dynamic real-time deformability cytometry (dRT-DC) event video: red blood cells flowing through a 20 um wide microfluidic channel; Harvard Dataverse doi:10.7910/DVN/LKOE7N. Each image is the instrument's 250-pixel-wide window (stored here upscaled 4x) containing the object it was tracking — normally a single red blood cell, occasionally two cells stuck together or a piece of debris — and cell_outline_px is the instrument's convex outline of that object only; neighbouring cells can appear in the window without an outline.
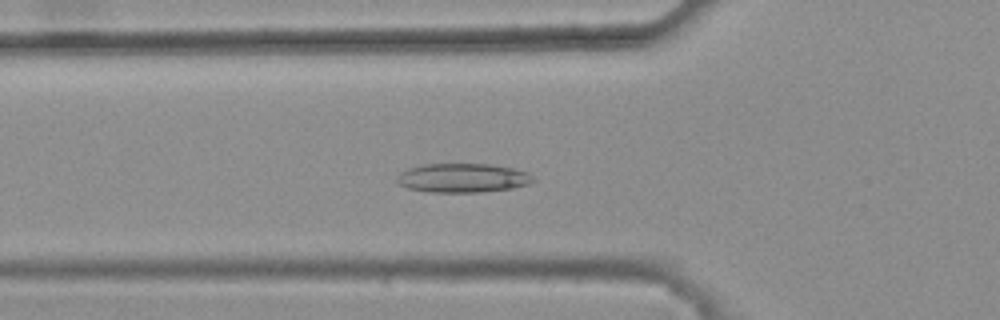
{"species": "common noctule bat (a hibernating species)", "species_latin": "Nyctalus noctula", "temperature_condition": "warm", "stored_images_in_passage": 29, "camera_frame_rate_fps": 3000, "um_per_image_px": 0.085, "animal": {"sex": "female", "body_mass_g": 25.1}, "frame": {"image": 1, "passage_image": 2, "time_ms": 0.333, "image_size_px": [1000, 320], "cell_outline_px": [[536, 180], [528, 184], [512, 188], [480, 192], [428, 192], [408, 188], [396, 184], [396, 176], [400, 172], [408, 168], [424, 164], [488, 164], [512, 168], [528, 172]], "centroid_in_image_um": [39.29, 15.13], "position_along_channel_um": 86.5, "area_um2": 23.18}}
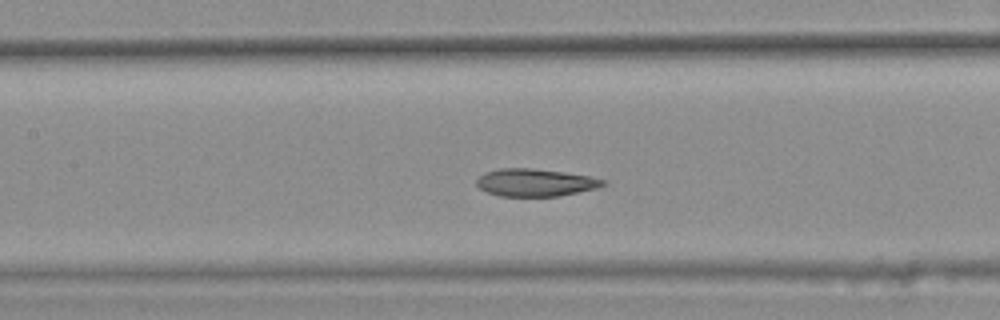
{"frame": {"image": 2, "passage_image": 8, "time_ms": 2.333, "image_size_px": [1000, 320], "cell_outline_px": [[608, 184], [604, 188], [560, 196], [500, 196], [488, 192], [480, 188], [476, 184], [476, 180], [484, 172], [500, 168], [528, 168], [564, 172], [588, 176], [604, 180]], "centroid_in_image_um": [45.57, 15.52], "position_along_channel_um": 161.8, "area_um2": 20.52}}
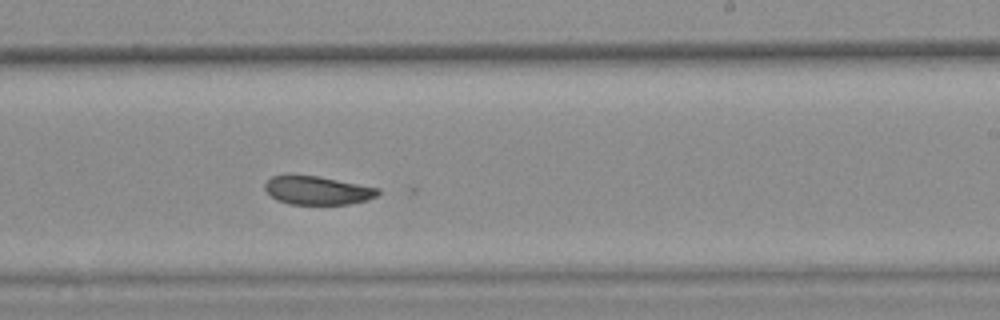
{"frame": {"image": 3, "passage_image": 16, "time_ms": 5.0, "image_size_px": [1000, 320], "cell_outline_px": [[380, 192], [376, 196], [368, 200], [348, 204], [288, 204], [276, 200], [264, 188], [264, 184], [272, 176], [288, 172], [320, 176], [380, 188]], "centroid_in_image_um": [26.94, 16.14], "position_along_channel_um": 262.1, "area_um2": 19.36}}